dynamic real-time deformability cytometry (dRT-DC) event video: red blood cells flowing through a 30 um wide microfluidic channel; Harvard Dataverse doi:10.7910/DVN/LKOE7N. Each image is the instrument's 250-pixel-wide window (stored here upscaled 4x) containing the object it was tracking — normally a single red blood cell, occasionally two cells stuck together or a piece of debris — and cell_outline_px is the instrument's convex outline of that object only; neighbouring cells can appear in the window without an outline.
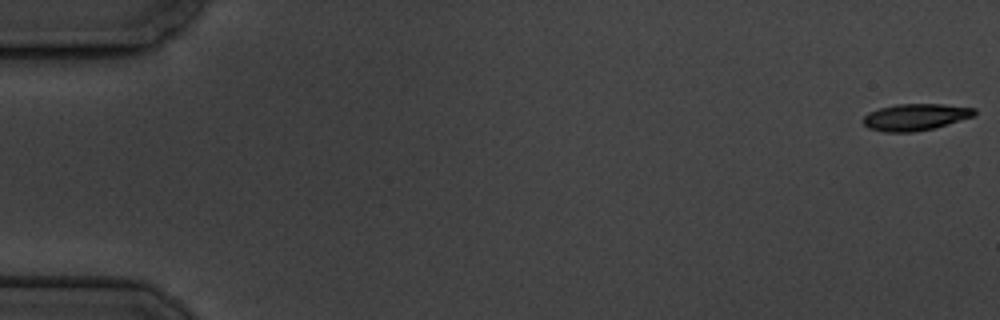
{"species": "common noctule bat (a hibernating species)", "species_latin": "Nyctalus noctula", "temperature_condition": "cold", "stored_images_in_passage": 5, "camera_frame_rate_fps": 3000, "um_per_image_px": 0.085, "animal": {"sex": "male", "body_mass_g": 19.5, "forearm_length_mm": 54.6}, "frame": {"image": 1, "passage_image": 1, "time_ms": 0.0, "image_size_px": [1000, 320], "cell_outline_px": [[976, 112], [972, 116], [932, 128], [912, 132], [884, 132], [868, 128], [860, 120], [868, 112], [880, 108], [896, 104], [944, 104], [976, 108]], "centroid_in_image_um": [77.74, 9.94], "position_along_channel_um": 7.3, "area_um2": 17.17}}
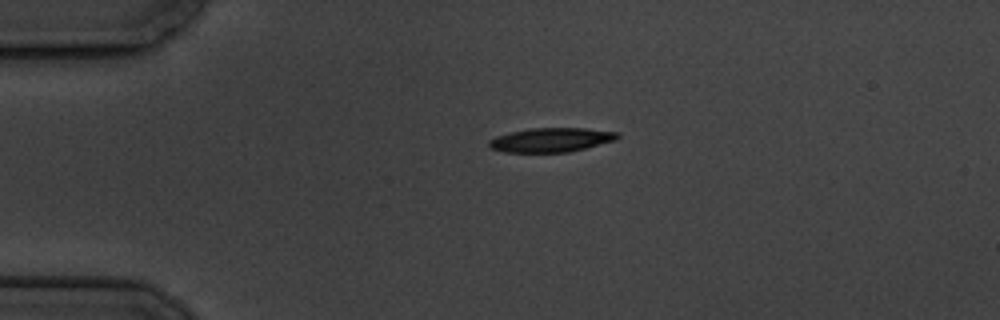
{"frame": {"image": 2, "passage_image": 4, "time_ms": 4.333, "image_size_px": [1000, 320], "cell_outline_px": [[620, 136], [616, 140], [568, 152], [504, 152], [492, 148], [488, 144], [488, 140], [496, 136], [508, 132], [528, 128], [584, 128], [620, 132]], "centroid_in_image_um": [46.84, 11.88], "position_along_channel_um": 38.2, "area_um2": 18.15}}